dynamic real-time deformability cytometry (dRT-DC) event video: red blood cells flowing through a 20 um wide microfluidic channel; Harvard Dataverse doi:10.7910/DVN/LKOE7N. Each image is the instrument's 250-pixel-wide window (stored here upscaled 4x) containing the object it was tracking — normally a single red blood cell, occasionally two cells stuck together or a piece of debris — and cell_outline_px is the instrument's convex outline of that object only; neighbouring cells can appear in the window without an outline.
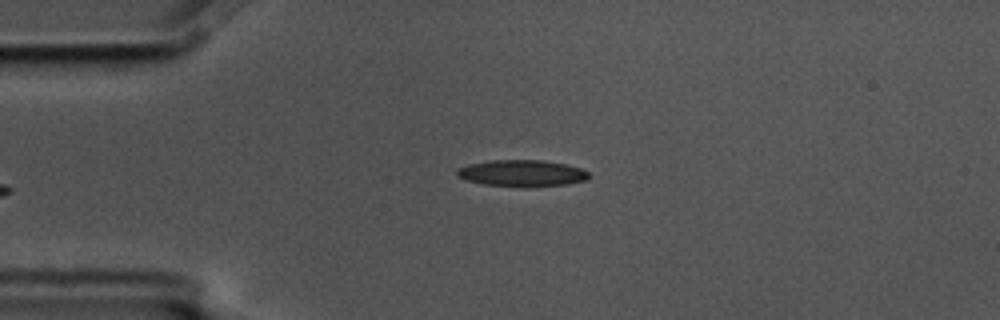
{"species": "common noctule bat (a hibernating species)", "species_latin": "Nyctalus noctula", "temperature_condition": "cold", "stored_images_in_passage": 3, "camera_frame_rate_fps": 3000, "um_per_image_px": 0.085, "animal": {"sex": "male", "body_mass_g": 17.5, "forearm_length_mm": 52.3}, "frame": {"image": 1, "passage_image": 3, "time_ms": 0.667, "image_size_px": [1000, 320], "cell_outline_px": [[588, 176], [584, 180], [568, 184], [484, 184], [468, 180], [456, 176], [456, 172], [460, 168], [468, 164], [488, 160], [544, 160], [564, 164], [580, 168], [588, 172]], "centroid_in_image_um": [44.32, 14.67], "position_along_channel_um": 40.7, "area_um2": 19.25}}